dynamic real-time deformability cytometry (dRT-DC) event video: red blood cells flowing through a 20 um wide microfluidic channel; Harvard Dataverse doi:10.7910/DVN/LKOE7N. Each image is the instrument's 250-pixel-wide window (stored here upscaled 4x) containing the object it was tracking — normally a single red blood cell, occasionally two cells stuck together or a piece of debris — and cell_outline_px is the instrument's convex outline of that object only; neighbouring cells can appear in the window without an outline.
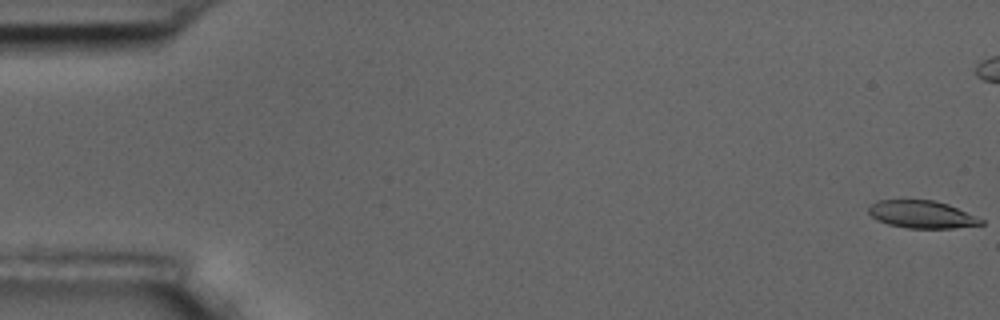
{"species": "common noctule bat (a hibernating species)", "species_latin": "Nyctalus noctula", "temperature_condition": "room temperature", "stored_images_in_passage": 57, "camera_frame_rate_fps": 3000, "um_per_image_px": 0.085, "animal": {"sex": "male", "body_mass_g": 17.5, "forearm_length_mm": 52.3}, "frame": {"image": 1, "passage_image": 1, "time_ms": 0.0, "image_size_px": [1000, 320], "cell_outline_px": [[984, 224], [952, 228], [908, 228], [888, 224], [876, 220], [868, 212], [868, 208], [876, 200], [936, 200], [948, 204], [976, 216], [984, 220]], "centroid_in_image_um": [78.35, 18.22], "position_along_channel_um": 6.7, "area_um2": 18.03}}
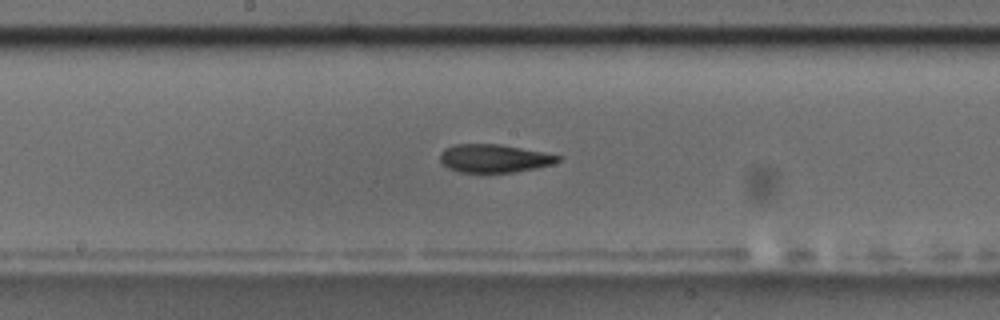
{"frame": {"image": 2, "passage_image": 30, "time_ms": 9.667, "image_size_px": [1000, 320], "cell_outline_px": [[560, 160], [552, 164], [536, 168], [516, 172], [460, 172], [448, 168], [440, 160], [440, 152], [444, 148], [456, 144], [500, 144], [544, 152], [560, 156]], "centroid_in_image_um": [41.99, 13.46], "position_along_channel_um": 206.2, "area_um2": 19.31}}
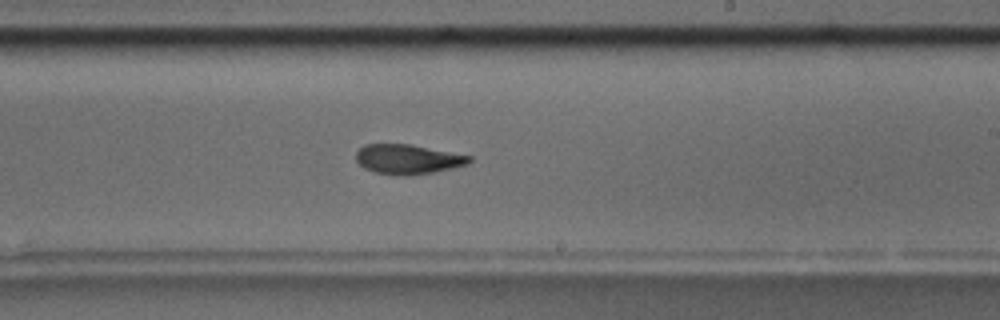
{"frame": {"image": 3, "passage_image": 34, "time_ms": 11.0, "image_size_px": [1000, 320], "cell_outline_px": [[472, 160], [468, 164], [436, 172], [412, 176], [400, 176], [372, 172], [364, 168], [356, 160], [356, 152], [364, 144], [408, 144], [472, 156]], "centroid_in_image_um": [34.65, 13.55], "position_along_channel_um": 254.3, "area_um2": 19.77}, "authors_computed_cell_mechanics": {"area_um2": 19.941, "velocity_mm_per_s": 3.625, "shape_relaxation_time_tau1_ms": 4.7317, "shape_relaxation_time_tau2_ms": 2.8435, "deformation_change_tau1": 0.1654, "deformation_change_tau2": 0.0845}}